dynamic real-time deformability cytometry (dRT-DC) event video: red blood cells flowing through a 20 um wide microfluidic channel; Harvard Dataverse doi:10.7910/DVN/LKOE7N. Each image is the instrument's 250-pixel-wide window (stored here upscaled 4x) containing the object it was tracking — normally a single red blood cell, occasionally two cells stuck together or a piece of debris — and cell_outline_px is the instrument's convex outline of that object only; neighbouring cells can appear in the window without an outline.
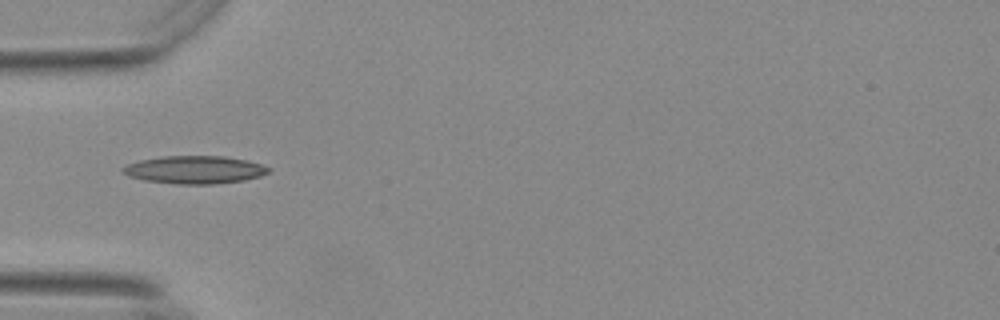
{"species": "Egyptian fruit bat (a non-hibernating species)", "species_latin": "Rousettus aegyptiacus", "temperature_condition": "warm", "stored_images_in_passage": 23, "camera_frame_rate_fps": 3000, "um_per_image_px": 0.085, "animal": {"sex": "female"}, "frame": {"image": 1, "passage_image": 1, "time_ms": 0.0, "image_size_px": [1000, 320], "cell_outline_px": [[268, 172], [260, 176], [244, 180], [212, 184], [176, 184], [144, 180], [128, 176], [120, 168], [128, 164], [140, 160], [164, 156], [224, 156], [248, 160], [260, 164], [268, 168]], "centroid_in_image_um": [16.52, 14.42], "position_along_channel_um": 68.5, "area_um2": 23.47}}